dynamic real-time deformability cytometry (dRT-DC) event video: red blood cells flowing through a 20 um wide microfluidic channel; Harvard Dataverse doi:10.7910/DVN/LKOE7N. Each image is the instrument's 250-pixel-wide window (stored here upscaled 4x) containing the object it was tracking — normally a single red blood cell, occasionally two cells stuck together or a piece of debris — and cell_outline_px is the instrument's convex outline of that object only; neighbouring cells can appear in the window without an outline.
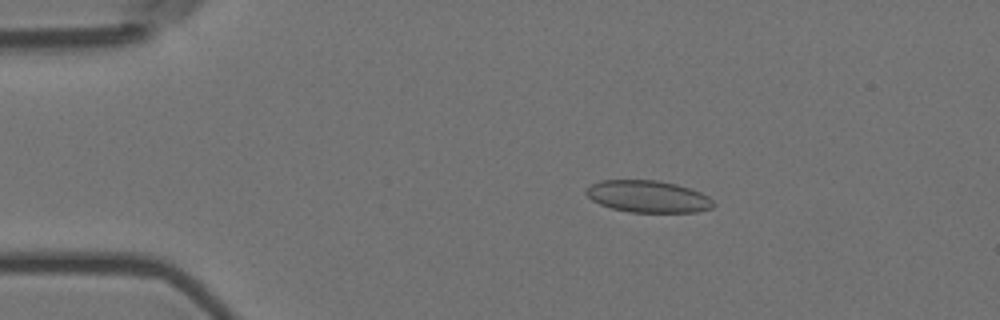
{"species": "Egyptian fruit bat (a non-hibernating species)", "species_latin": "Rousettus aegyptiacus", "temperature_condition": "room temperature", "stored_images_in_passage": 6, "camera_frame_rate_fps": 3000, "um_per_image_px": 0.085, "animal": {"sex": "female"}, "frame": {"image": 1, "passage_image": 3, "time_ms": 0.667, "image_size_px": [1000, 320], "cell_outline_px": [[716, 204], [712, 208], [696, 212], [628, 212], [612, 208], [600, 204], [592, 200], [584, 192], [584, 188], [600, 180], [656, 180], [676, 184], [700, 192], [708, 196]], "centroid_in_image_um": [55.06, 16.7], "position_along_channel_um": 29.9, "area_um2": 23.76}}
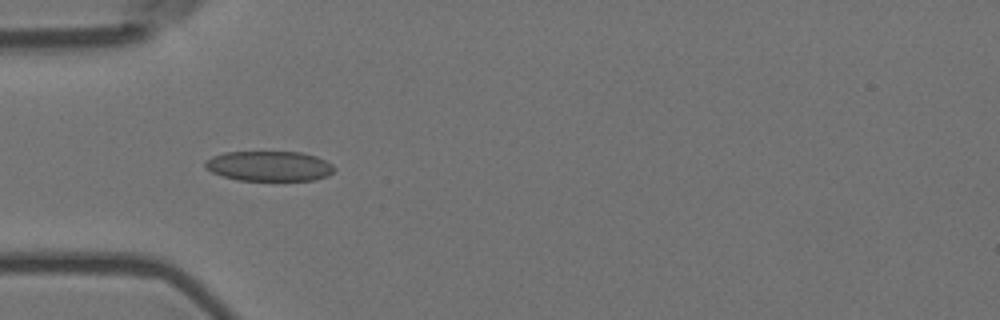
{"frame": {"image": 2, "passage_image": 5, "time_ms": 1.333, "image_size_px": [1000, 320], "cell_outline_px": [[336, 168], [328, 176], [316, 180], [236, 180], [212, 172], [204, 168], [204, 160], [212, 156], [224, 152], [300, 152], [316, 156], [332, 164]], "centroid_in_image_um": [22.86, 14.11], "position_along_channel_um": 62.1, "area_um2": 22.72}}
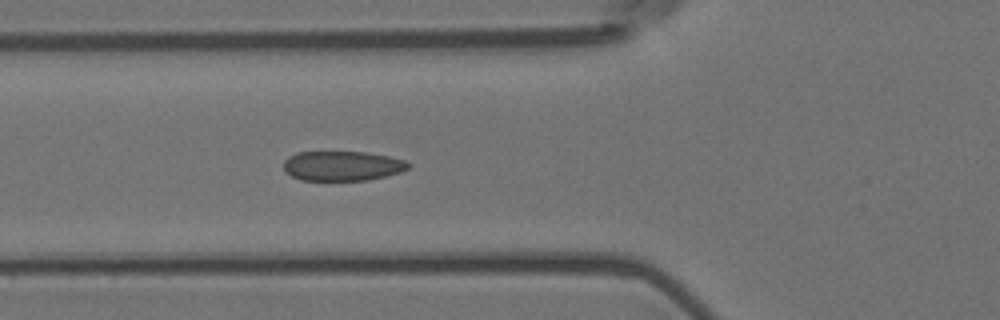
{"frame": {"image": 3, "passage_image": 6, "time_ms": 1.667, "image_size_px": [1000, 320], "cell_outline_px": [[412, 164], [408, 168], [400, 172], [368, 180], [300, 180], [284, 172], [284, 160], [288, 156], [296, 152], [364, 152], [388, 156], [404, 160]], "centroid_in_image_um": [29.06, 14.1], "position_along_channel_um": 96.7, "area_um2": 21.62}}